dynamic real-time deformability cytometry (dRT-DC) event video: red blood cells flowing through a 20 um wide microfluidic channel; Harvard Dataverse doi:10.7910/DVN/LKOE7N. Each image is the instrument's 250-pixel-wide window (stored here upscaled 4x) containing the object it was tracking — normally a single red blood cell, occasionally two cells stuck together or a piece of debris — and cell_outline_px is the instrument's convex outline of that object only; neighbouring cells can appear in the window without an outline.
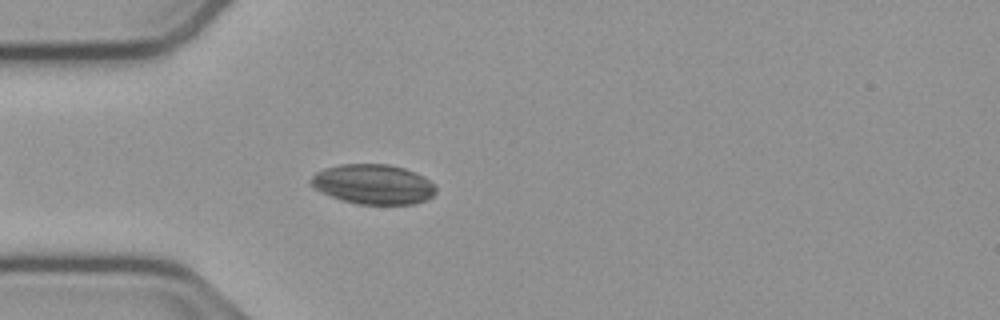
{"species": "common noctule bat (a hibernating species)", "species_latin": "Nyctalus noctula", "temperature_condition": "cold", "stored_images_in_passage": 28, "camera_frame_rate_fps": 3000, "um_per_image_px": 0.085, "animal": {"sex": "male", "body_mass_g": 23.1, "forearm_length_mm": 52.7}, "frame": {"image": 1, "passage_image": 3, "time_ms": 0.667, "image_size_px": [1000, 320], "cell_outline_px": [[436, 192], [432, 196], [416, 204], [356, 204], [340, 200], [320, 192], [308, 184], [308, 180], [316, 172], [324, 168], [340, 164], [388, 164], [404, 168], [416, 172], [424, 176], [436, 184]], "centroid_in_image_um": [31.7, 15.66], "position_along_channel_um": 53.3, "area_um2": 29.48}}
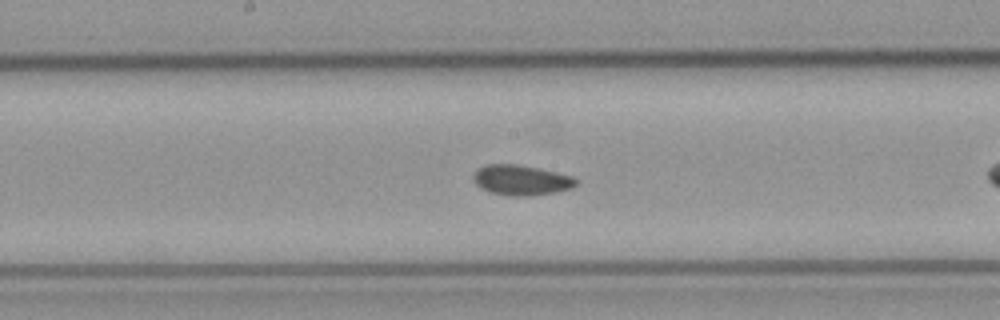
{"frame": {"image": 2, "passage_image": 12, "time_ms": 3.667, "image_size_px": [1000, 320], "cell_outline_px": [[580, 180], [572, 188], [552, 192], [528, 196], [512, 196], [488, 192], [480, 188], [472, 180], [472, 176], [476, 168], [484, 164], [516, 164], [556, 172], [572, 176]], "centroid_in_image_um": [44.24, 15.3], "position_along_channel_um": 204.0, "area_um2": 18.21}}
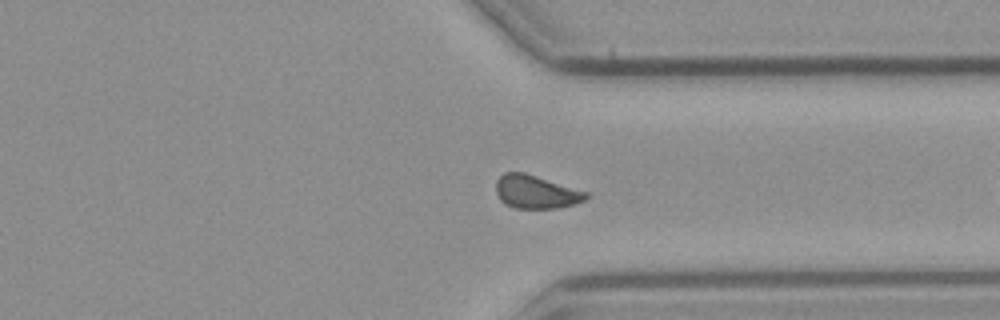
{"frame": {"image": 3, "passage_image": 25, "time_ms": 8.0, "image_size_px": [1000, 320], "cell_outline_px": [[588, 196], [584, 200], [576, 204], [556, 208], [516, 208], [504, 204], [500, 200], [496, 192], [496, 180], [504, 172], [524, 172], [588, 192]], "centroid_in_image_um": [45.54, 16.31], "position_along_channel_um": 365.9, "area_um2": 17.46}}